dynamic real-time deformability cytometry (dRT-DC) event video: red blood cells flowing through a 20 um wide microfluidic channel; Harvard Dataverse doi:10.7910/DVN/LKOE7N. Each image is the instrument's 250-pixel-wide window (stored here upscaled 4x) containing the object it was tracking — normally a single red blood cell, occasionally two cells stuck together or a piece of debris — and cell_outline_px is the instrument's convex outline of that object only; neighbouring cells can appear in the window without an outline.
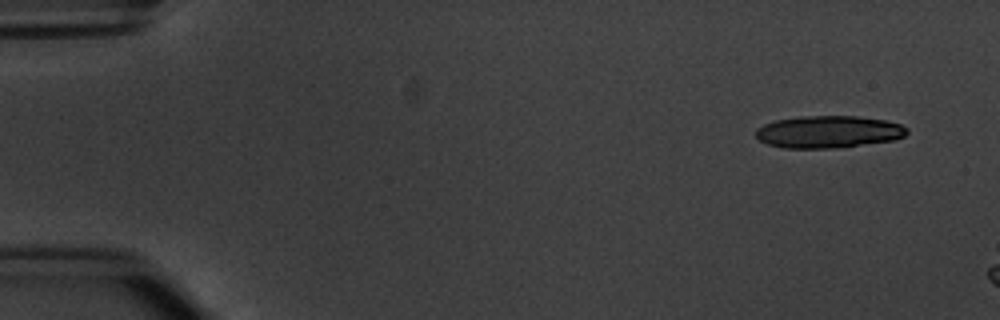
{"species": "common noctule bat (a hibernating species)", "species_latin": "Nyctalus noctula", "temperature_condition": "warm", "stored_images_in_passage": 3, "camera_frame_rate_fps": 3000, "um_per_image_px": 0.085, "animal": {"sex": "male", "body_mass_g": 20.1, "forearm_length_mm": 53.5}, "frame": {"image": 1, "passage_image": 1, "time_ms": 0.0, "image_size_px": [1000, 320], "cell_outline_px": [[908, 132], [904, 136], [896, 140], [836, 148], [784, 148], [768, 144], [760, 140], [756, 136], [756, 128], [764, 124], [776, 120], [800, 116], [856, 116], [888, 120], [900, 124], [908, 128]], "centroid_in_image_um": [70.45, 11.2], "position_along_channel_um": 14.6, "area_um2": 28.55}}